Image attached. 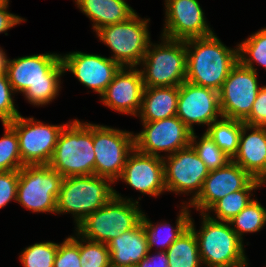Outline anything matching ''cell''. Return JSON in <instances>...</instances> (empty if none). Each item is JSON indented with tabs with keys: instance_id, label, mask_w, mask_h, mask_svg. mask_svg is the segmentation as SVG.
<instances>
[{
	"instance_id": "cell-1",
	"label": "cell",
	"mask_w": 266,
	"mask_h": 267,
	"mask_svg": "<svg viewBox=\"0 0 266 267\" xmlns=\"http://www.w3.org/2000/svg\"><path fill=\"white\" fill-rule=\"evenodd\" d=\"M62 73L61 55L53 53L8 60L6 68L14 92H22L30 103L38 106L49 103L58 95Z\"/></svg>"
},
{
	"instance_id": "cell-2",
	"label": "cell",
	"mask_w": 266,
	"mask_h": 267,
	"mask_svg": "<svg viewBox=\"0 0 266 267\" xmlns=\"http://www.w3.org/2000/svg\"><path fill=\"white\" fill-rule=\"evenodd\" d=\"M185 45L186 81L219 91L230 70L239 61L238 47L235 50L226 47L214 33L185 40Z\"/></svg>"
},
{
	"instance_id": "cell-3",
	"label": "cell",
	"mask_w": 266,
	"mask_h": 267,
	"mask_svg": "<svg viewBox=\"0 0 266 267\" xmlns=\"http://www.w3.org/2000/svg\"><path fill=\"white\" fill-rule=\"evenodd\" d=\"M203 216L202 227L196 232L193 219L189 227L194 231L202 264L208 267H245L248 265L242 240L229 222L218 221L208 213Z\"/></svg>"
},
{
	"instance_id": "cell-4",
	"label": "cell",
	"mask_w": 266,
	"mask_h": 267,
	"mask_svg": "<svg viewBox=\"0 0 266 267\" xmlns=\"http://www.w3.org/2000/svg\"><path fill=\"white\" fill-rule=\"evenodd\" d=\"M48 165L63 178L94 175L93 124L82 123L77 119L67 123L58 136Z\"/></svg>"
},
{
	"instance_id": "cell-5",
	"label": "cell",
	"mask_w": 266,
	"mask_h": 267,
	"mask_svg": "<svg viewBox=\"0 0 266 267\" xmlns=\"http://www.w3.org/2000/svg\"><path fill=\"white\" fill-rule=\"evenodd\" d=\"M112 180L97 175L69 176L62 179L56 200V213H71L78 226L115 196V190L108 184Z\"/></svg>"
},
{
	"instance_id": "cell-6",
	"label": "cell",
	"mask_w": 266,
	"mask_h": 267,
	"mask_svg": "<svg viewBox=\"0 0 266 267\" xmlns=\"http://www.w3.org/2000/svg\"><path fill=\"white\" fill-rule=\"evenodd\" d=\"M138 203L122 198L115 191V196L109 202L79 223L77 235L86 240L108 244L141 221L143 212L139 210Z\"/></svg>"
},
{
	"instance_id": "cell-7",
	"label": "cell",
	"mask_w": 266,
	"mask_h": 267,
	"mask_svg": "<svg viewBox=\"0 0 266 267\" xmlns=\"http://www.w3.org/2000/svg\"><path fill=\"white\" fill-rule=\"evenodd\" d=\"M162 38V44L152 45L153 43L150 42L141 61L144 64V70H140V72L145 88L179 87L186 81L187 54L185 41ZM151 46H154V48L152 49Z\"/></svg>"
},
{
	"instance_id": "cell-8",
	"label": "cell",
	"mask_w": 266,
	"mask_h": 267,
	"mask_svg": "<svg viewBox=\"0 0 266 267\" xmlns=\"http://www.w3.org/2000/svg\"><path fill=\"white\" fill-rule=\"evenodd\" d=\"M148 22L135 13L127 21L101 27L96 34L113 51L112 60L121 67H136L150 44Z\"/></svg>"
},
{
	"instance_id": "cell-9",
	"label": "cell",
	"mask_w": 266,
	"mask_h": 267,
	"mask_svg": "<svg viewBox=\"0 0 266 267\" xmlns=\"http://www.w3.org/2000/svg\"><path fill=\"white\" fill-rule=\"evenodd\" d=\"M63 176L45 165H26L19 170L16 201L32 212L56 213Z\"/></svg>"
},
{
	"instance_id": "cell-10",
	"label": "cell",
	"mask_w": 266,
	"mask_h": 267,
	"mask_svg": "<svg viewBox=\"0 0 266 267\" xmlns=\"http://www.w3.org/2000/svg\"><path fill=\"white\" fill-rule=\"evenodd\" d=\"M93 147L95 153L94 174L114 182L119 180L127 157L135 148L134 134L93 124Z\"/></svg>"
},
{
	"instance_id": "cell-11",
	"label": "cell",
	"mask_w": 266,
	"mask_h": 267,
	"mask_svg": "<svg viewBox=\"0 0 266 267\" xmlns=\"http://www.w3.org/2000/svg\"><path fill=\"white\" fill-rule=\"evenodd\" d=\"M261 86L256 71L238 61L218 91L222 118L245 121Z\"/></svg>"
},
{
	"instance_id": "cell-12",
	"label": "cell",
	"mask_w": 266,
	"mask_h": 267,
	"mask_svg": "<svg viewBox=\"0 0 266 267\" xmlns=\"http://www.w3.org/2000/svg\"><path fill=\"white\" fill-rule=\"evenodd\" d=\"M17 133L22 164H49L55 151L58 136L66 124L46 125L34 118L21 115L8 123Z\"/></svg>"
},
{
	"instance_id": "cell-13",
	"label": "cell",
	"mask_w": 266,
	"mask_h": 267,
	"mask_svg": "<svg viewBox=\"0 0 266 267\" xmlns=\"http://www.w3.org/2000/svg\"><path fill=\"white\" fill-rule=\"evenodd\" d=\"M143 127V131L134 135L135 149L141 153L163 158L159 152L171 155L190 146L192 131L177 116L143 121Z\"/></svg>"
},
{
	"instance_id": "cell-14",
	"label": "cell",
	"mask_w": 266,
	"mask_h": 267,
	"mask_svg": "<svg viewBox=\"0 0 266 267\" xmlns=\"http://www.w3.org/2000/svg\"><path fill=\"white\" fill-rule=\"evenodd\" d=\"M167 157L163 158L166 191L179 194L196 190L191 202L200 193L209 170L191 145Z\"/></svg>"
},
{
	"instance_id": "cell-15",
	"label": "cell",
	"mask_w": 266,
	"mask_h": 267,
	"mask_svg": "<svg viewBox=\"0 0 266 267\" xmlns=\"http://www.w3.org/2000/svg\"><path fill=\"white\" fill-rule=\"evenodd\" d=\"M176 116L192 131L193 123L208 127L222 118L218 91L184 81L179 86Z\"/></svg>"
},
{
	"instance_id": "cell-16",
	"label": "cell",
	"mask_w": 266,
	"mask_h": 267,
	"mask_svg": "<svg viewBox=\"0 0 266 267\" xmlns=\"http://www.w3.org/2000/svg\"><path fill=\"white\" fill-rule=\"evenodd\" d=\"M166 19L162 37L188 40L213 34L198 0H165Z\"/></svg>"
},
{
	"instance_id": "cell-17",
	"label": "cell",
	"mask_w": 266,
	"mask_h": 267,
	"mask_svg": "<svg viewBox=\"0 0 266 267\" xmlns=\"http://www.w3.org/2000/svg\"><path fill=\"white\" fill-rule=\"evenodd\" d=\"M253 180L254 178L248 172L231 160L224 167L209 171L200 193L189 202V205L194 206L201 213H206L218 200L230 193L245 189Z\"/></svg>"
},
{
	"instance_id": "cell-18",
	"label": "cell",
	"mask_w": 266,
	"mask_h": 267,
	"mask_svg": "<svg viewBox=\"0 0 266 267\" xmlns=\"http://www.w3.org/2000/svg\"><path fill=\"white\" fill-rule=\"evenodd\" d=\"M64 71H71L75 77L94 92L102 95L112 82L121 66L110 57L83 52H72L61 56Z\"/></svg>"
},
{
	"instance_id": "cell-19",
	"label": "cell",
	"mask_w": 266,
	"mask_h": 267,
	"mask_svg": "<svg viewBox=\"0 0 266 267\" xmlns=\"http://www.w3.org/2000/svg\"><path fill=\"white\" fill-rule=\"evenodd\" d=\"M119 178L143 194L158 196L166 191L163 158L141 153L135 148L127 157Z\"/></svg>"
},
{
	"instance_id": "cell-20",
	"label": "cell",
	"mask_w": 266,
	"mask_h": 267,
	"mask_svg": "<svg viewBox=\"0 0 266 267\" xmlns=\"http://www.w3.org/2000/svg\"><path fill=\"white\" fill-rule=\"evenodd\" d=\"M144 88L142 75L138 69L129 67L126 71L125 67H121L101 95L102 102L120 113L137 116Z\"/></svg>"
},
{
	"instance_id": "cell-21",
	"label": "cell",
	"mask_w": 266,
	"mask_h": 267,
	"mask_svg": "<svg viewBox=\"0 0 266 267\" xmlns=\"http://www.w3.org/2000/svg\"><path fill=\"white\" fill-rule=\"evenodd\" d=\"M249 129L252 132L247 136ZM232 161L266 184V126H242L238 151Z\"/></svg>"
},
{
	"instance_id": "cell-22",
	"label": "cell",
	"mask_w": 266,
	"mask_h": 267,
	"mask_svg": "<svg viewBox=\"0 0 266 267\" xmlns=\"http://www.w3.org/2000/svg\"><path fill=\"white\" fill-rule=\"evenodd\" d=\"M107 246L111 267L137 265L149 252L146 234L141 221L133 229L113 238Z\"/></svg>"
},
{
	"instance_id": "cell-23",
	"label": "cell",
	"mask_w": 266,
	"mask_h": 267,
	"mask_svg": "<svg viewBox=\"0 0 266 267\" xmlns=\"http://www.w3.org/2000/svg\"><path fill=\"white\" fill-rule=\"evenodd\" d=\"M179 87L144 88L138 115L142 121H158L176 116Z\"/></svg>"
},
{
	"instance_id": "cell-24",
	"label": "cell",
	"mask_w": 266,
	"mask_h": 267,
	"mask_svg": "<svg viewBox=\"0 0 266 267\" xmlns=\"http://www.w3.org/2000/svg\"><path fill=\"white\" fill-rule=\"evenodd\" d=\"M77 7L93 22L95 31L101 27L127 21L135 11L125 0H75Z\"/></svg>"
},
{
	"instance_id": "cell-25",
	"label": "cell",
	"mask_w": 266,
	"mask_h": 267,
	"mask_svg": "<svg viewBox=\"0 0 266 267\" xmlns=\"http://www.w3.org/2000/svg\"><path fill=\"white\" fill-rule=\"evenodd\" d=\"M190 214L188 208L184 205L182 207V210L180 212V215L178 216L176 220V227L173 228L169 226V224H159L155 225L150 222L145 216L144 213H142V218H141V223L143 224L144 227V232L146 234L147 242H148V247L149 251H151L152 247L155 246L156 244L159 246H162L163 250H167L171 244L177 240L182 233L189 227L190 224ZM164 230L166 233L164 236H162ZM166 230V231H165Z\"/></svg>"
},
{
	"instance_id": "cell-26",
	"label": "cell",
	"mask_w": 266,
	"mask_h": 267,
	"mask_svg": "<svg viewBox=\"0 0 266 267\" xmlns=\"http://www.w3.org/2000/svg\"><path fill=\"white\" fill-rule=\"evenodd\" d=\"M165 252L169 267H200L201 265L197 239L190 227Z\"/></svg>"
},
{
	"instance_id": "cell-27",
	"label": "cell",
	"mask_w": 266,
	"mask_h": 267,
	"mask_svg": "<svg viewBox=\"0 0 266 267\" xmlns=\"http://www.w3.org/2000/svg\"><path fill=\"white\" fill-rule=\"evenodd\" d=\"M243 121L224 118L214 121L206 130L214 143L232 160L237 154Z\"/></svg>"
},
{
	"instance_id": "cell-28",
	"label": "cell",
	"mask_w": 266,
	"mask_h": 267,
	"mask_svg": "<svg viewBox=\"0 0 266 267\" xmlns=\"http://www.w3.org/2000/svg\"><path fill=\"white\" fill-rule=\"evenodd\" d=\"M263 183L254 179L245 189L230 193L218 200L209 210H214L216 218L220 221L229 222L238 215L253 199L251 191L259 188Z\"/></svg>"
},
{
	"instance_id": "cell-29",
	"label": "cell",
	"mask_w": 266,
	"mask_h": 267,
	"mask_svg": "<svg viewBox=\"0 0 266 267\" xmlns=\"http://www.w3.org/2000/svg\"><path fill=\"white\" fill-rule=\"evenodd\" d=\"M229 223L237 236L243 241L242 235L244 233L260 231L266 224V209L257 200H252Z\"/></svg>"
},
{
	"instance_id": "cell-30",
	"label": "cell",
	"mask_w": 266,
	"mask_h": 267,
	"mask_svg": "<svg viewBox=\"0 0 266 267\" xmlns=\"http://www.w3.org/2000/svg\"><path fill=\"white\" fill-rule=\"evenodd\" d=\"M238 54V59L244 66L256 71L257 69L254 68L253 63L257 62L266 69V28L257 31L240 43Z\"/></svg>"
},
{
	"instance_id": "cell-31",
	"label": "cell",
	"mask_w": 266,
	"mask_h": 267,
	"mask_svg": "<svg viewBox=\"0 0 266 267\" xmlns=\"http://www.w3.org/2000/svg\"><path fill=\"white\" fill-rule=\"evenodd\" d=\"M197 136L192 132L190 145L196 151L199 158L205 163L209 171L227 165L231 159L227 156L205 132L200 141L196 142Z\"/></svg>"
},
{
	"instance_id": "cell-32",
	"label": "cell",
	"mask_w": 266,
	"mask_h": 267,
	"mask_svg": "<svg viewBox=\"0 0 266 267\" xmlns=\"http://www.w3.org/2000/svg\"><path fill=\"white\" fill-rule=\"evenodd\" d=\"M3 126L5 133L0 139V171L20 170L24 165L19 152L18 135L8 123Z\"/></svg>"
},
{
	"instance_id": "cell-33",
	"label": "cell",
	"mask_w": 266,
	"mask_h": 267,
	"mask_svg": "<svg viewBox=\"0 0 266 267\" xmlns=\"http://www.w3.org/2000/svg\"><path fill=\"white\" fill-rule=\"evenodd\" d=\"M58 244L54 242L35 243L20 255L24 267H54Z\"/></svg>"
},
{
	"instance_id": "cell-34",
	"label": "cell",
	"mask_w": 266,
	"mask_h": 267,
	"mask_svg": "<svg viewBox=\"0 0 266 267\" xmlns=\"http://www.w3.org/2000/svg\"><path fill=\"white\" fill-rule=\"evenodd\" d=\"M79 241L81 267H111L107 244L87 240ZM86 242L87 244H83Z\"/></svg>"
},
{
	"instance_id": "cell-35",
	"label": "cell",
	"mask_w": 266,
	"mask_h": 267,
	"mask_svg": "<svg viewBox=\"0 0 266 267\" xmlns=\"http://www.w3.org/2000/svg\"><path fill=\"white\" fill-rule=\"evenodd\" d=\"M54 267H81L79 240L76 237L70 236L58 244Z\"/></svg>"
},
{
	"instance_id": "cell-36",
	"label": "cell",
	"mask_w": 266,
	"mask_h": 267,
	"mask_svg": "<svg viewBox=\"0 0 266 267\" xmlns=\"http://www.w3.org/2000/svg\"><path fill=\"white\" fill-rule=\"evenodd\" d=\"M12 92H14L6 73L0 74V119L2 124L13 121L20 115L15 108Z\"/></svg>"
},
{
	"instance_id": "cell-37",
	"label": "cell",
	"mask_w": 266,
	"mask_h": 267,
	"mask_svg": "<svg viewBox=\"0 0 266 267\" xmlns=\"http://www.w3.org/2000/svg\"><path fill=\"white\" fill-rule=\"evenodd\" d=\"M19 170L0 171V208L12 199L16 201Z\"/></svg>"
},
{
	"instance_id": "cell-38",
	"label": "cell",
	"mask_w": 266,
	"mask_h": 267,
	"mask_svg": "<svg viewBox=\"0 0 266 267\" xmlns=\"http://www.w3.org/2000/svg\"><path fill=\"white\" fill-rule=\"evenodd\" d=\"M244 123L251 126H266V86H261L251 113Z\"/></svg>"
},
{
	"instance_id": "cell-39",
	"label": "cell",
	"mask_w": 266,
	"mask_h": 267,
	"mask_svg": "<svg viewBox=\"0 0 266 267\" xmlns=\"http://www.w3.org/2000/svg\"><path fill=\"white\" fill-rule=\"evenodd\" d=\"M7 7L8 4L0 5V33L6 32L8 29L25 21L23 18L9 13Z\"/></svg>"
},
{
	"instance_id": "cell-40",
	"label": "cell",
	"mask_w": 266,
	"mask_h": 267,
	"mask_svg": "<svg viewBox=\"0 0 266 267\" xmlns=\"http://www.w3.org/2000/svg\"><path fill=\"white\" fill-rule=\"evenodd\" d=\"M148 252L147 256L137 264V267H169L167 254L165 251L158 252L157 255L151 256Z\"/></svg>"
},
{
	"instance_id": "cell-41",
	"label": "cell",
	"mask_w": 266,
	"mask_h": 267,
	"mask_svg": "<svg viewBox=\"0 0 266 267\" xmlns=\"http://www.w3.org/2000/svg\"><path fill=\"white\" fill-rule=\"evenodd\" d=\"M5 55V52L0 47V74L6 73L8 59Z\"/></svg>"
},
{
	"instance_id": "cell-42",
	"label": "cell",
	"mask_w": 266,
	"mask_h": 267,
	"mask_svg": "<svg viewBox=\"0 0 266 267\" xmlns=\"http://www.w3.org/2000/svg\"><path fill=\"white\" fill-rule=\"evenodd\" d=\"M9 4V0H0V5Z\"/></svg>"
}]
</instances>
